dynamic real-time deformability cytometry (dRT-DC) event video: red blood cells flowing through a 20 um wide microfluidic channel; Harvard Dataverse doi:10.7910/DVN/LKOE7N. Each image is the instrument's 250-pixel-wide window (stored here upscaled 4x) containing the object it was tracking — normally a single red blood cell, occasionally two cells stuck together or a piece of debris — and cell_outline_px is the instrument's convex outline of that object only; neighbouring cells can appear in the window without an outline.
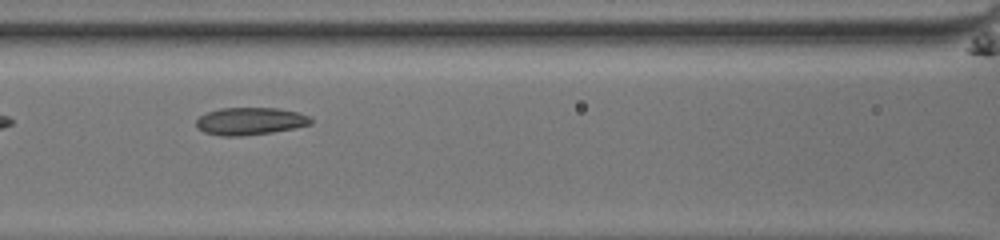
{"species": "common noctule bat (a hibernating species)", "species_latin": "Nyctalus noctula", "temperature_condition": "room temperature", "stored_images_in_passage": 33, "camera_frame_rate_fps": 3000, "um_per_image_px": 0.085, "animal": {"sex": "male", "body_mass_g": 13.0, "forearm_length_mm": 53.1}, "frame": {"image": 1, "passage_image": 7, "time_ms": 2.0, "image_size_px": [1000, 240], "cell_outline_px": [[312, 124], [272, 132], [244, 136], [220, 136], [204, 132], [196, 128], [196, 120], [200, 116], [208, 112], [220, 108], [280, 108], [300, 112], [308, 116], [312, 120]], "centroid_in_image_um": [21.25, 10.3], "position_along_channel_um": 145.4, "area_um2": 18.44}}
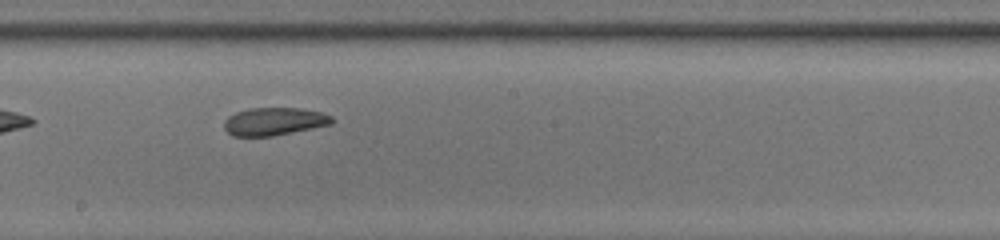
{"frame": {"image": 2, "passage_image": 13, "time_ms": 4.0, "image_size_px": [1000, 240], "cell_outline_px": [[336, 120], [332, 124], [272, 136], [232, 136], [224, 128], [224, 120], [228, 116], [236, 112], [248, 108], [300, 108], [320, 112], [332, 116]], "centroid_in_image_um": [23.3, 10.32], "position_along_channel_um": 224.9, "area_um2": 17.51}}
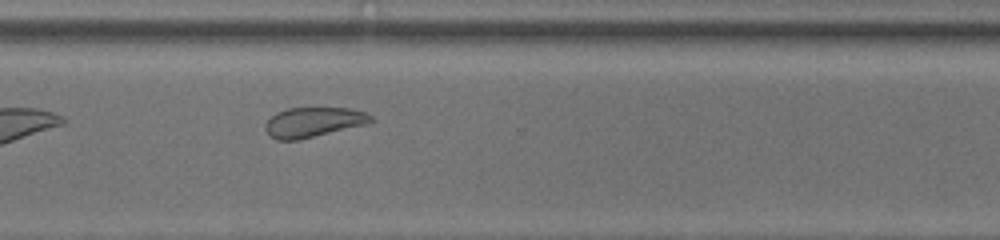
{"frame": {"image": 3, "passage_image": 22, "time_ms": 7.0, "image_size_px": [1000, 240], "cell_outline_px": [[372, 120], [368, 124], [296, 140], [276, 140], [268, 136], [264, 128], [264, 124], [276, 112], [288, 108], [352, 108], [364, 112], [372, 116]], "centroid_in_image_um": [26.6, 10.38], "position_along_channel_um": 344.0, "area_um2": 18.38}, "authors_computed_cell_mechanics": {"area_um2": 18.6116, "velocity_mm_per_s": 3.9836, "shape_relaxation_time_tau1_ms": null, "shape_relaxation_time_tau2_ms": 3.083, "deformation_change_tau1": null, "deformation_change_tau2": 0.071}}